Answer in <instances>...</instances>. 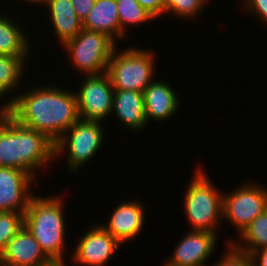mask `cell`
I'll return each mask as SVG.
<instances>
[{"label": "cell", "mask_w": 267, "mask_h": 266, "mask_svg": "<svg viewBox=\"0 0 267 266\" xmlns=\"http://www.w3.org/2000/svg\"><path fill=\"white\" fill-rule=\"evenodd\" d=\"M21 1H23V3H30V5H32L33 6V4H35V6H36V4H37V6L38 5H42L43 6V9L45 8L44 7V5L46 4V0H21Z\"/></svg>", "instance_id": "1f68e13d"}, {"label": "cell", "mask_w": 267, "mask_h": 266, "mask_svg": "<svg viewBox=\"0 0 267 266\" xmlns=\"http://www.w3.org/2000/svg\"><path fill=\"white\" fill-rule=\"evenodd\" d=\"M78 18L83 22L94 7L96 0H71Z\"/></svg>", "instance_id": "83f0119b"}, {"label": "cell", "mask_w": 267, "mask_h": 266, "mask_svg": "<svg viewBox=\"0 0 267 266\" xmlns=\"http://www.w3.org/2000/svg\"><path fill=\"white\" fill-rule=\"evenodd\" d=\"M29 58L0 54V86L10 97L13 95L14 98L24 84L21 82H24L23 78L28 75L26 74V66L28 65L26 61Z\"/></svg>", "instance_id": "44dd1931"}, {"label": "cell", "mask_w": 267, "mask_h": 266, "mask_svg": "<svg viewBox=\"0 0 267 266\" xmlns=\"http://www.w3.org/2000/svg\"><path fill=\"white\" fill-rule=\"evenodd\" d=\"M24 227V214L0 212V254L8 242Z\"/></svg>", "instance_id": "cb8c5ba5"}, {"label": "cell", "mask_w": 267, "mask_h": 266, "mask_svg": "<svg viewBox=\"0 0 267 266\" xmlns=\"http://www.w3.org/2000/svg\"><path fill=\"white\" fill-rule=\"evenodd\" d=\"M13 19L6 14H0V54L30 57L32 45L26 27L24 30L23 26L17 23L19 21Z\"/></svg>", "instance_id": "d6986e66"}, {"label": "cell", "mask_w": 267, "mask_h": 266, "mask_svg": "<svg viewBox=\"0 0 267 266\" xmlns=\"http://www.w3.org/2000/svg\"><path fill=\"white\" fill-rule=\"evenodd\" d=\"M117 43L105 33L82 29L62 46L73 67L90 76L107 72L109 59L119 46Z\"/></svg>", "instance_id": "52a82bcc"}, {"label": "cell", "mask_w": 267, "mask_h": 266, "mask_svg": "<svg viewBox=\"0 0 267 266\" xmlns=\"http://www.w3.org/2000/svg\"><path fill=\"white\" fill-rule=\"evenodd\" d=\"M143 94L145 119L148 125L151 120L155 123L166 122L178 113L179 107L181 108V95L165 79H154L144 89Z\"/></svg>", "instance_id": "5bb4252c"}, {"label": "cell", "mask_w": 267, "mask_h": 266, "mask_svg": "<svg viewBox=\"0 0 267 266\" xmlns=\"http://www.w3.org/2000/svg\"><path fill=\"white\" fill-rule=\"evenodd\" d=\"M243 3V10L248 13V15H254L258 18L261 24L267 25V0H241Z\"/></svg>", "instance_id": "484cf974"}, {"label": "cell", "mask_w": 267, "mask_h": 266, "mask_svg": "<svg viewBox=\"0 0 267 266\" xmlns=\"http://www.w3.org/2000/svg\"><path fill=\"white\" fill-rule=\"evenodd\" d=\"M37 180L26 171L0 167V212L14 211L25 214L34 196L31 189Z\"/></svg>", "instance_id": "8fae6325"}, {"label": "cell", "mask_w": 267, "mask_h": 266, "mask_svg": "<svg viewBox=\"0 0 267 266\" xmlns=\"http://www.w3.org/2000/svg\"><path fill=\"white\" fill-rule=\"evenodd\" d=\"M194 170L193 178L182 195L186 220L190 225L189 230L218 234L217 231L224 222L223 192L215 186L201 165Z\"/></svg>", "instance_id": "277c9868"}, {"label": "cell", "mask_w": 267, "mask_h": 266, "mask_svg": "<svg viewBox=\"0 0 267 266\" xmlns=\"http://www.w3.org/2000/svg\"><path fill=\"white\" fill-rule=\"evenodd\" d=\"M156 55L153 50L132 45L123 50L117 47L108 62L107 74L114 90L144 89L156 78Z\"/></svg>", "instance_id": "5b68a950"}, {"label": "cell", "mask_w": 267, "mask_h": 266, "mask_svg": "<svg viewBox=\"0 0 267 266\" xmlns=\"http://www.w3.org/2000/svg\"><path fill=\"white\" fill-rule=\"evenodd\" d=\"M137 2L146 9L149 13H151L156 20L162 17V15H166V6L167 0H137Z\"/></svg>", "instance_id": "4316f807"}, {"label": "cell", "mask_w": 267, "mask_h": 266, "mask_svg": "<svg viewBox=\"0 0 267 266\" xmlns=\"http://www.w3.org/2000/svg\"><path fill=\"white\" fill-rule=\"evenodd\" d=\"M120 23V40L126 36L128 27L148 24L156 18L144 9L137 0H117Z\"/></svg>", "instance_id": "7402d4cb"}, {"label": "cell", "mask_w": 267, "mask_h": 266, "mask_svg": "<svg viewBox=\"0 0 267 266\" xmlns=\"http://www.w3.org/2000/svg\"><path fill=\"white\" fill-rule=\"evenodd\" d=\"M82 27L89 31L105 33L115 42L119 41L120 23L117 0H96L94 7L82 22Z\"/></svg>", "instance_id": "ac0fdd59"}, {"label": "cell", "mask_w": 267, "mask_h": 266, "mask_svg": "<svg viewBox=\"0 0 267 266\" xmlns=\"http://www.w3.org/2000/svg\"><path fill=\"white\" fill-rule=\"evenodd\" d=\"M102 124L100 121L79 119L54 144L55 161L67 153V170L71 174H77L78 170L91 162L105 144L106 132Z\"/></svg>", "instance_id": "8992f818"}, {"label": "cell", "mask_w": 267, "mask_h": 266, "mask_svg": "<svg viewBox=\"0 0 267 266\" xmlns=\"http://www.w3.org/2000/svg\"><path fill=\"white\" fill-rule=\"evenodd\" d=\"M79 237L69 262L80 266H106L122 244L107 232L100 223L88 228ZM108 263V264H107Z\"/></svg>", "instance_id": "30bf717a"}, {"label": "cell", "mask_w": 267, "mask_h": 266, "mask_svg": "<svg viewBox=\"0 0 267 266\" xmlns=\"http://www.w3.org/2000/svg\"><path fill=\"white\" fill-rule=\"evenodd\" d=\"M68 260H50L48 263L43 264L42 266H69L66 264Z\"/></svg>", "instance_id": "4dcf8cb0"}, {"label": "cell", "mask_w": 267, "mask_h": 266, "mask_svg": "<svg viewBox=\"0 0 267 266\" xmlns=\"http://www.w3.org/2000/svg\"><path fill=\"white\" fill-rule=\"evenodd\" d=\"M209 3L210 0H167L165 13L173 14L171 16L185 20L197 19Z\"/></svg>", "instance_id": "603a6c76"}, {"label": "cell", "mask_w": 267, "mask_h": 266, "mask_svg": "<svg viewBox=\"0 0 267 266\" xmlns=\"http://www.w3.org/2000/svg\"><path fill=\"white\" fill-rule=\"evenodd\" d=\"M64 200L62 195L41 197L34 193L24 214V227L40 244L41 250L50 260L67 259Z\"/></svg>", "instance_id": "3957f363"}, {"label": "cell", "mask_w": 267, "mask_h": 266, "mask_svg": "<svg viewBox=\"0 0 267 266\" xmlns=\"http://www.w3.org/2000/svg\"><path fill=\"white\" fill-rule=\"evenodd\" d=\"M36 86L16 94L9 114L55 144L80 119L76 94L52 83Z\"/></svg>", "instance_id": "6da1fadb"}, {"label": "cell", "mask_w": 267, "mask_h": 266, "mask_svg": "<svg viewBox=\"0 0 267 266\" xmlns=\"http://www.w3.org/2000/svg\"><path fill=\"white\" fill-rule=\"evenodd\" d=\"M114 209L106 224L102 222L100 225L123 245L138 238L147 220L143 202L132 198L122 201Z\"/></svg>", "instance_id": "7c38bea8"}, {"label": "cell", "mask_w": 267, "mask_h": 266, "mask_svg": "<svg viewBox=\"0 0 267 266\" xmlns=\"http://www.w3.org/2000/svg\"><path fill=\"white\" fill-rule=\"evenodd\" d=\"M128 131L137 133L148 125L145 119L144 94L133 90H115L111 115Z\"/></svg>", "instance_id": "2e32d148"}, {"label": "cell", "mask_w": 267, "mask_h": 266, "mask_svg": "<svg viewBox=\"0 0 267 266\" xmlns=\"http://www.w3.org/2000/svg\"><path fill=\"white\" fill-rule=\"evenodd\" d=\"M81 84L74 89L80 119L106 123L111 116L114 88L107 73L84 76ZM77 90V91H76Z\"/></svg>", "instance_id": "9c48e42d"}, {"label": "cell", "mask_w": 267, "mask_h": 266, "mask_svg": "<svg viewBox=\"0 0 267 266\" xmlns=\"http://www.w3.org/2000/svg\"><path fill=\"white\" fill-rule=\"evenodd\" d=\"M164 261H165V263H163L162 266H177V265L169 263L167 260H164Z\"/></svg>", "instance_id": "d6a6232c"}, {"label": "cell", "mask_w": 267, "mask_h": 266, "mask_svg": "<svg viewBox=\"0 0 267 266\" xmlns=\"http://www.w3.org/2000/svg\"><path fill=\"white\" fill-rule=\"evenodd\" d=\"M54 143L44 134L0 114V167H13L38 179L39 169L55 160Z\"/></svg>", "instance_id": "7a4b0ae2"}, {"label": "cell", "mask_w": 267, "mask_h": 266, "mask_svg": "<svg viewBox=\"0 0 267 266\" xmlns=\"http://www.w3.org/2000/svg\"><path fill=\"white\" fill-rule=\"evenodd\" d=\"M217 238L215 233L187 230L167 261L177 266H207L205 263L216 250Z\"/></svg>", "instance_id": "4fadbf2b"}, {"label": "cell", "mask_w": 267, "mask_h": 266, "mask_svg": "<svg viewBox=\"0 0 267 266\" xmlns=\"http://www.w3.org/2000/svg\"><path fill=\"white\" fill-rule=\"evenodd\" d=\"M49 261L40 244L25 227L8 242L0 254L1 266H42Z\"/></svg>", "instance_id": "9a60e30c"}, {"label": "cell", "mask_w": 267, "mask_h": 266, "mask_svg": "<svg viewBox=\"0 0 267 266\" xmlns=\"http://www.w3.org/2000/svg\"><path fill=\"white\" fill-rule=\"evenodd\" d=\"M4 96L5 97L7 96L6 99ZM0 99L2 100V102L0 100V114L10 113L12 106H13V97L8 96V94L2 89L1 86H0Z\"/></svg>", "instance_id": "f1b7e54d"}, {"label": "cell", "mask_w": 267, "mask_h": 266, "mask_svg": "<svg viewBox=\"0 0 267 266\" xmlns=\"http://www.w3.org/2000/svg\"><path fill=\"white\" fill-rule=\"evenodd\" d=\"M237 238L239 241L228 238L226 244L231 243L236 249L248 254L267 248V208Z\"/></svg>", "instance_id": "ffe728a7"}, {"label": "cell", "mask_w": 267, "mask_h": 266, "mask_svg": "<svg viewBox=\"0 0 267 266\" xmlns=\"http://www.w3.org/2000/svg\"><path fill=\"white\" fill-rule=\"evenodd\" d=\"M247 181L223 192V220L233 225L238 236L267 208V187Z\"/></svg>", "instance_id": "ba28073f"}, {"label": "cell", "mask_w": 267, "mask_h": 266, "mask_svg": "<svg viewBox=\"0 0 267 266\" xmlns=\"http://www.w3.org/2000/svg\"><path fill=\"white\" fill-rule=\"evenodd\" d=\"M225 248V253L212 266H254L250 254L236 249L231 243L225 244Z\"/></svg>", "instance_id": "d4e9b609"}, {"label": "cell", "mask_w": 267, "mask_h": 266, "mask_svg": "<svg viewBox=\"0 0 267 266\" xmlns=\"http://www.w3.org/2000/svg\"><path fill=\"white\" fill-rule=\"evenodd\" d=\"M54 35L61 45L74 38L81 30L82 21L78 18L71 0H46Z\"/></svg>", "instance_id": "e0dca14e"}, {"label": "cell", "mask_w": 267, "mask_h": 266, "mask_svg": "<svg viewBox=\"0 0 267 266\" xmlns=\"http://www.w3.org/2000/svg\"><path fill=\"white\" fill-rule=\"evenodd\" d=\"M250 255L254 266H267V248L253 251Z\"/></svg>", "instance_id": "f546056e"}]
</instances>
